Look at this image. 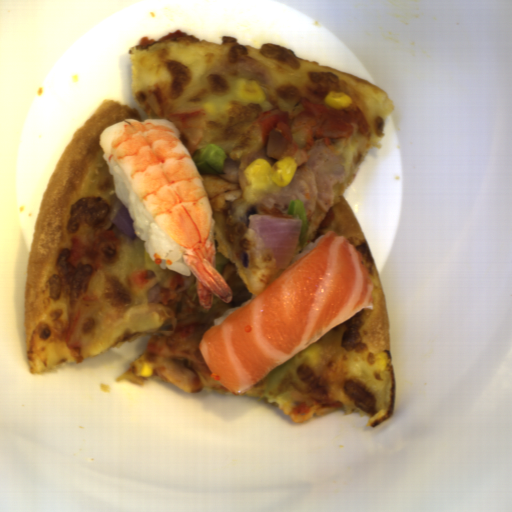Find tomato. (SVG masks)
Instances as JSON below:
<instances>
[{
	"mask_svg": "<svg viewBox=\"0 0 512 512\" xmlns=\"http://www.w3.org/2000/svg\"><path fill=\"white\" fill-rule=\"evenodd\" d=\"M336 217L335 209L334 207H330L328 210H326L325 217L320 221V226L323 229H330L332 223L334 222Z\"/></svg>",
	"mask_w": 512,
	"mask_h": 512,
	"instance_id": "512abeb7",
	"label": "tomato"
},
{
	"mask_svg": "<svg viewBox=\"0 0 512 512\" xmlns=\"http://www.w3.org/2000/svg\"><path fill=\"white\" fill-rule=\"evenodd\" d=\"M311 407L308 402H302L296 407L293 408L292 414L294 415H302V414H310Z\"/></svg>",
	"mask_w": 512,
	"mask_h": 512,
	"instance_id": "da07e99c",
	"label": "tomato"
}]
</instances>
